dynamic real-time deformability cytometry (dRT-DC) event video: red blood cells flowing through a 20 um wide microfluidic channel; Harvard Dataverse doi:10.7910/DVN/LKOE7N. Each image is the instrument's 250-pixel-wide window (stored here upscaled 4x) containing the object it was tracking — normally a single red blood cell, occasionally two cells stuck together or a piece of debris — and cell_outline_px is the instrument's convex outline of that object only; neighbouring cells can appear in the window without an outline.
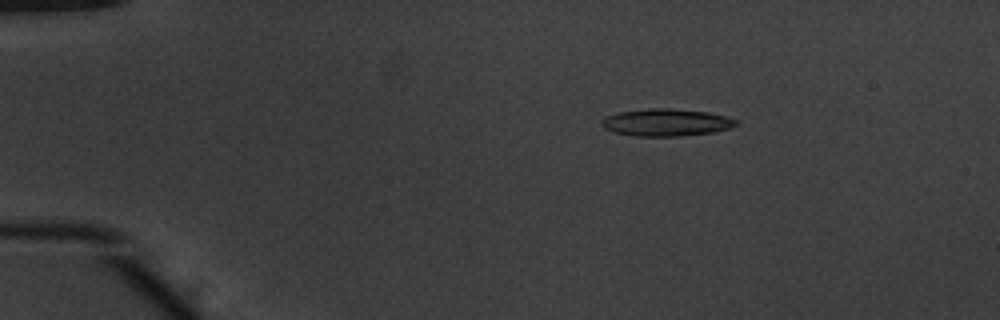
{"species": "common noctule bat (a hibernating species)", "species_latin": "Nyctalus noctula", "temperature_condition": "warm", "stored_images_in_passage": 50, "camera_frame_rate_fps": 3000, "um_per_image_px": 0.085, "animal": {"sex": "male", "body_mass_g": 20.1, "forearm_length_mm": 53.5}, "frame": {"image": 1, "passage_image": 7, "time_ms": 2.0, "image_size_px": [1000, 320], "cell_outline_px": [[740, 124], [728, 128], [712, 132], [680, 136], [636, 136], [616, 132], [604, 128], [600, 124], [600, 120], [604, 116], [620, 112], [652, 108], [668, 108], [708, 112], [728, 116], [736, 120]], "centroid_in_image_um": [56.62, 10.4], "position_along_channel_um": 28.4, "area_um2": 21.33}}
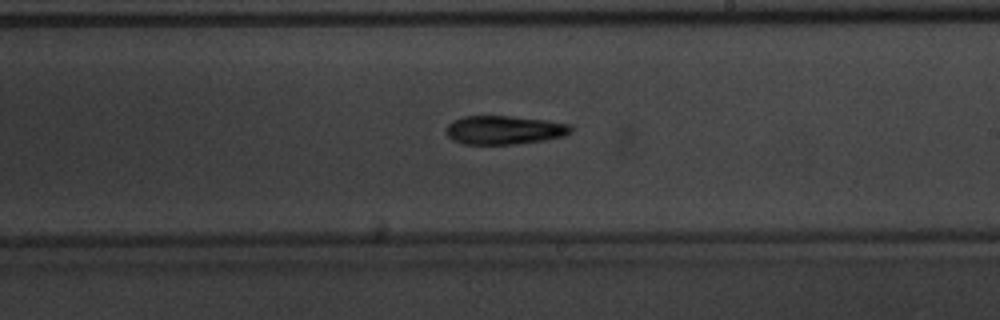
{"frame": {"image": 2, "passage_image": 29, "time_ms": 9.333, "image_size_px": [1000, 320], "cell_outline_px": [[572, 132], [564, 136], [544, 140], [512, 144], [464, 144], [452, 140], [448, 136], [444, 128], [452, 120], [464, 116], [508, 116], [544, 120], [568, 124], [572, 128]], "centroid_in_image_um": [42.81, 11.05], "position_along_channel_um": 246.2, "area_um2": 20.81}}
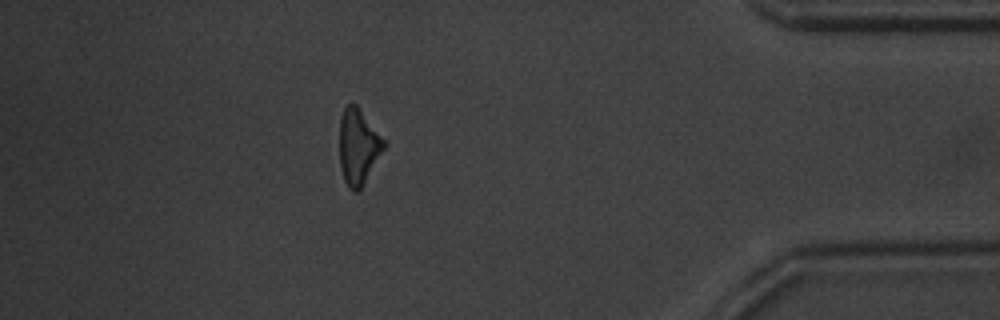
{"frame": {"image": 3, "passage_image": 44, "time_ms": 14.333, "image_size_px": [1000, 320], "cell_outline_px": [[388, 144], [364, 184], [356, 192], [348, 188], [344, 180], [340, 168], [340, 116], [344, 108], [348, 104], [356, 104]], "centroid_in_image_um": [30.47, 12.48], "position_along_channel_um": 404.7, "area_um2": 19.65}, "authors_computed_cell_mechanics": {"area_um2": 20.7791, "velocity_mm_per_s": 3.933, "shape_relaxation_time_tau1_ms": 3.6615, "shape_relaxation_time_tau2_ms": 8.6845, "deformation_change_tau1": 0.1559, "deformation_change_tau2": 0.2366}}